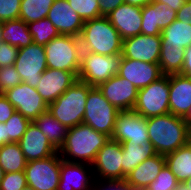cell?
<instances>
[{"label":"cell","instance_id":"obj_24","mask_svg":"<svg viewBox=\"0 0 191 190\" xmlns=\"http://www.w3.org/2000/svg\"><path fill=\"white\" fill-rule=\"evenodd\" d=\"M164 165L165 156L156 154L136 166L126 176V181L136 190H146L158 176Z\"/></svg>","mask_w":191,"mask_h":190},{"label":"cell","instance_id":"obj_32","mask_svg":"<svg viewBox=\"0 0 191 190\" xmlns=\"http://www.w3.org/2000/svg\"><path fill=\"white\" fill-rule=\"evenodd\" d=\"M54 1L55 0H21L19 19L28 24L46 18Z\"/></svg>","mask_w":191,"mask_h":190},{"label":"cell","instance_id":"obj_33","mask_svg":"<svg viewBox=\"0 0 191 190\" xmlns=\"http://www.w3.org/2000/svg\"><path fill=\"white\" fill-rule=\"evenodd\" d=\"M28 28L32 35L33 43L43 46L60 35L55 26L47 18L28 23Z\"/></svg>","mask_w":191,"mask_h":190},{"label":"cell","instance_id":"obj_37","mask_svg":"<svg viewBox=\"0 0 191 190\" xmlns=\"http://www.w3.org/2000/svg\"><path fill=\"white\" fill-rule=\"evenodd\" d=\"M22 83L19 73L14 65L0 67V93Z\"/></svg>","mask_w":191,"mask_h":190},{"label":"cell","instance_id":"obj_12","mask_svg":"<svg viewBox=\"0 0 191 190\" xmlns=\"http://www.w3.org/2000/svg\"><path fill=\"white\" fill-rule=\"evenodd\" d=\"M3 95L14 106L16 111L31 122L48 109V104L37 92L36 88L23 82L5 91Z\"/></svg>","mask_w":191,"mask_h":190},{"label":"cell","instance_id":"obj_4","mask_svg":"<svg viewBox=\"0 0 191 190\" xmlns=\"http://www.w3.org/2000/svg\"><path fill=\"white\" fill-rule=\"evenodd\" d=\"M92 88L77 80L54 102L48 104V111L67 128L83 123L87 95Z\"/></svg>","mask_w":191,"mask_h":190},{"label":"cell","instance_id":"obj_23","mask_svg":"<svg viewBox=\"0 0 191 190\" xmlns=\"http://www.w3.org/2000/svg\"><path fill=\"white\" fill-rule=\"evenodd\" d=\"M170 113L185 118L191 106V78L182 74L169 75Z\"/></svg>","mask_w":191,"mask_h":190},{"label":"cell","instance_id":"obj_19","mask_svg":"<svg viewBox=\"0 0 191 190\" xmlns=\"http://www.w3.org/2000/svg\"><path fill=\"white\" fill-rule=\"evenodd\" d=\"M60 35L79 37L83 19L71 8L67 0H55L46 17Z\"/></svg>","mask_w":191,"mask_h":190},{"label":"cell","instance_id":"obj_25","mask_svg":"<svg viewBox=\"0 0 191 190\" xmlns=\"http://www.w3.org/2000/svg\"><path fill=\"white\" fill-rule=\"evenodd\" d=\"M123 158V179L140 163L156 155V151L150 142H142L141 145L121 143Z\"/></svg>","mask_w":191,"mask_h":190},{"label":"cell","instance_id":"obj_15","mask_svg":"<svg viewBox=\"0 0 191 190\" xmlns=\"http://www.w3.org/2000/svg\"><path fill=\"white\" fill-rule=\"evenodd\" d=\"M98 89L109 103L119 111L132 110L136 103L138 90L130 81L118 74L101 83Z\"/></svg>","mask_w":191,"mask_h":190},{"label":"cell","instance_id":"obj_11","mask_svg":"<svg viewBox=\"0 0 191 190\" xmlns=\"http://www.w3.org/2000/svg\"><path fill=\"white\" fill-rule=\"evenodd\" d=\"M122 157L121 143L110 138L98 151L91 164L95 179L122 180Z\"/></svg>","mask_w":191,"mask_h":190},{"label":"cell","instance_id":"obj_22","mask_svg":"<svg viewBox=\"0 0 191 190\" xmlns=\"http://www.w3.org/2000/svg\"><path fill=\"white\" fill-rule=\"evenodd\" d=\"M107 18L122 39L141 34V7L123 3L112 11Z\"/></svg>","mask_w":191,"mask_h":190},{"label":"cell","instance_id":"obj_43","mask_svg":"<svg viewBox=\"0 0 191 190\" xmlns=\"http://www.w3.org/2000/svg\"><path fill=\"white\" fill-rule=\"evenodd\" d=\"M123 3L124 0H99L100 15L108 16Z\"/></svg>","mask_w":191,"mask_h":190},{"label":"cell","instance_id":"obj_34","mask_svg":"<svg viewBox=\"0 0 191 190\" xmlns=\"http://www.w3.org/2000/svg\"><path fill=\"white\" fill-rule=\"evenodd\" d=\"M30 123L29 119L15 111L5 123L7 126V143H18Z\"/></svg>","mask_w":191,"mask_h":190},{"label":"cell","instance_id":"obj_10","mask_svg":"<svg viewBox=\"0 0 191 190\" xmlns=\"http://www.w3.org/2000/svg\"><path fill=\"white\" fill-rule=\"evenodd\" d=\"M46 59L43 45L32 43L19 49L14 66L22 82L36 88L47 69Z\"/></svg>","mask_w":191,"mask_h":190},{"label":"cell","instance_id":"obj_17","mask_svg":"<svg viewBox=\"0 0 191 190\" xmlns=\"http://www.w3.org/2000/svg\"><path fill=\"white\" fill-rule=\"evenodd\" d=\"M118 75L130 81L137 90L145 88L163 76L158 63L122 58Z\"/></svg>","mask_w":191,"mask_h":190},{"label":"cell","instance_id":"obj_54","mask_svg":"<svg viewBox=\"0 0 191 190\" xmlns=\"http://www.w3.org/2000/svg\"><path fill=\"white\" fill-rule=\"evenodd\" d=\"M3 42L2 34H1V23H0V43Z\"/></svg>","mask_w":191,"mask_h":190},{"label":"cell","instance_id":"obj_31","mask_svg":"<svg viewBox=\"0 0 191 190\" xmlns=\"http://www.w3.org/2000/svg\"><path fill=\"white\" fill-rule=\"evenodd\" d=\"M185 50L173 46L161 47L159 65L163 75L180 74L184 64Z\"/></svg>","mask_w":191,"mask_h":190},{"label":"cell","instance_id":"obj_42","mask_svg":"<svg viewBox=\"0 0 191 190\" xmlns=\"http://www.w3.org/2000/svg\"><path fill=\"white\" fill-rule=\"evenodd\" d=\"M15 111L14 106L0 93V123H6Z\"/></svg>","mask_w":191,"mask_h":190},{"label":"cell","instance_id":"obj_40","mask_svg":"<svg viewBox=\"0 0 191 190\" xmlns=\"http://www.w3.org/2000/svg\"><path fill=\"white\" fill-rule=\"evenodd\" d=\"M91 190H136L126 179L122 180H94Z\"/></svg>","mask_w":191,"mask_h":190},{"label":"cell","instance_id":"obj_20","mask_svg":"<svg viewBox=\"0 0 191 190\" xmlns=\"http://www.w3.org/2000/svg\"><path fill=\"white\" fill-rule=\"evenodd\" d=\"M141 34L161 36L162 31L176 20L177 12L165 3L151 2L141 8Z\"/></svg>","mask_w":191,"mask_h":190},{"label":"cell","instance_id":"obj_52","mask_svg":"<svg viewBox=\"0 0 191 190\" xmlns=\"http://www.w3.org/2000/svg\"><path fill=\"white\" fill-rule=\"evenodd\" d=\"M3 176H4V171L3 169L0 167V183L3 180Z\"/></svg>","mask_w":191,"mask_h":190},{"label":"cell","instance_id":"obj_3","mask_svg":"<svg viewBox=\"0 0 191 190\" xmlns=\"http://www.w3.org/2000/svg\"><path fill=\"white\" fill-rule=\"evenodd\" d=\"M79 39L82 51L106 56L122 54L123 39L107 16L85 21Z\"/></svg>","mask_w":191,"mask_h":190},{"label":"cell","instance_id":"obj_28","mask_svg":"<svg viewBox=\"0 0 191 190\" xmlns=\"http://www.w3.org/2000/svg\"><path fill=\"white\" fill-rule=\"evenodd\" d=\"M165 164L176 176L178 182H184L191 177V143L181 146L165 156Z\"/></svg>","mask_w":191,"mask_h":190},{"label":"cell","instance_id":"obj_16","mask_svg":"<svg viewBox=\"0 0 191 190\" xmlns=\"http://www.w3.org/2000/svg\"><path fill=\"white\" fill-rule=\"evenodd\" d=\"M91 167L90 164L68 162L61 158L57 190H91L95 180Z\"/></svg>","mask_w":191,"mask_h":190},{"label":"cell","instance_id":"obj_13","mask_svg":"<svg viewBox=\"0 0 191 190\" xmlns=\"http://www.w3.org/2000/svg\"><path fill=\"white\" fill-rule=\"evenodd\" d=\"M111 139L119 143L138 145L142 142H149L146 118L133 110L120 111Z\"/></svg>","mask_w":191,"mask_h":190},{"label":"cell","instance_id":"obj_30","mask_svg":"<svg viewBox=\"0 0 191 190\" xmlns=\"http://www.w3.org/2000/svg\"><path fill=\"white\" fill-rule=\"evenodd\" d=\"M27 161L18 143H6L0 148V167L4 173L24 171Z\"/></svg>","mask_w":191,"mask_h":190},{"label":"cell","instance_id":"obj_18","mask_svg":"<svg viewBox=\"0 0 191 190\" xmlns=\"http://www.w3.org/2000/svg\"><path fill=\"white\" fill-rule=\"evenodd\" d=\"M78 78L70 71L47 68L41 74V81L36 90L47 104L54 102Z\"/></svg>","mask_w":191,"mask_h":190},{"label":"cell","instance_id":"obj_6","mask_svg":"<svg viewBox=\"0 0 191 190\" xmlns=\"http://www.w3.org/2000/svg\"><path fill=\"white\" fill-rule=\"evenodd\" d=\"M122 58V54L106 56L82 51L77 78L92 87H98L101 83L118 74Z\"/></svg>","mask_w":191,"mask_h":190},{"label":"cell","instance_id":"obj_36","mask_svg":"<svg viewBox=\"0 0 191 190\" xmlns=\"http://www.w3.org/2000/svg\"><path fill=\"white\" fill-rule=\"evenodd\" d=\"M178 184L176 176L170 171L165 164L155 180L147 187L146 190H174Z\"/></svg>","mask_w":191,"mask_h":190},{"label":"cell","instance_id":"obj_53","mask_svg":"<svg viewBox=\"0 0 191 190\" xmlns=\"http://www.w3.org/2000/svg\"><path fill=\"white\" fill-rule=\"evenodd\" d=\"M21 190H34L32 187H30V186H26L25 188H23V189H21Z\"/></svg>","mask_w":191,"mask_h":190},{"label":"cell","instance_id":"obj_45","mask_svg":"<svg viewBox=\"0 0 191 190\" xmlns=\"http://www.w3.org/2000/svg\"><path fill=\"white\" fill-rule=\"evenodd\" d=\"M180 74L191 78V45L185 49L184 64Z\"/></svg>","mask_w":191,"mask_h":190},{"label":"cell","instance_id":"obj_29","mask_svg":"<svg viewBox=\"0 0 191 190\" xmlns=\"http://www.w3.org/2000/svg\"><path fill=\"white\" fill-rule=\"evenodd\" d=\"M191 45V25L179 20L173 21L161 33V47L173 46L186 49Z\"/></svg>","mask_w":191,"mask_h":190},{"label":"cell","instance_id":"obj_49","mask_svg":"<svg viewBox=\"0 0 191 190\" xmlns=\"http://www.w3.org/2000/svg\"><path fill=\"white\" fill-rule=\"evenodd\" d=\"M174 190H191V181L178 182Z\"/></svg>","mask_w":191,"mask_h":190},{"label":"cell","instance_id":"obj_1","mask_svg":"<svg viewBox=\"0 0 191 190\" xmlns=\"http://www.w3.org/2000/svg\"><path fill=\"white\" fill-rule=\"evenodd\" d=\"M149 142L157 154L166 156L188 141V123L171 113L146 119Z\"/></svg>","mask_w":191,"mask_h":190},{"label":"cell","instance_id":"obj_14","mask_svg":"<svg viewBox=\"0 0 191 190\" xmlns=\"http://www.w3.org/2000/svg\"><path fill=\"white\" fill-rule=\"evenodd\" d=\"M161 36L138 34L123 39L122 56L147 63H159Z\"/></svg>","mask_w":191,"mask_h":190},{"label":"cell","instance_id":"obj_44","mask_svg":"<svg viewBox=\"0 0 191 190\" xmlns=\"http://www.w3.org/2000/svg\"><path fill=\"white\" fill-rule=\"evenodd\" d=\"M176 19L191 25V0H187L186 3L177 11Z\"/></svg>","mask_w":191,"mask_h":190},{"label":"cell","instance_id":"obj_50","mask_svg":"<svg viewBox=\"0 0 191 190\" xmlns=\"http://www.w3.org/2000/svg\"><path fill=\"white\" fill-rule=\"evenodd\" d=\"M188 123V140H191V120Z\"/></svg>","mask_w":191,"mask_h":190},{"label":"cell","instance_id":"obj_38","mask_svg":"<svg viewBox=\"0 0 191 190\" xmlns=\"http://www.w3.org/2000/svg\"><path fill=\"white\" fill-rule=\"evenodd\" d=\"M27 186V180L24 171L14 173H4L3 180L0 183V190H21Z\"/></svg>","mask_w":191,"mask_h":190},{"label":"cell","instance_id":"obj_41","mask_svg":"<svg viewBox=\"0 0 191 190\" xmlns=\"http://www.w3.org/2000/svg\"><path fill=\"white\" fill-rule=\"evenodd\" d=\"M19 49L9 43H0V67L14 65Z\"/></svg>","mask_w":191,"mask_h":190},{"label":"cell","instance_id":"obj_48","mask_svg":"<svg viewBox=\"0 0 191 190\" xmlns=\"http://www.w3.org/2000/svg\"><path fill=\"white\" fill-rule=\"evenodd\" d=\"M151 2H153V0H124V3L126 4L138 6L141 8L150 4Z\"/></svg>","mask_w":191,"mask_h":190},{"label":"cell","instance_id":"obj_51","mask_svg":"<svg viewBox=\"0 0 191 190\" xmlns=\"http://www.w3.org/2000/svg\"><path fill=\"white\" fill-rule=\"evenodd\" d=\"M187 122L191 120V106L188 109V115L184 118Z\"/></svg>","mask_w":191,"mask_h":190},{"label":"cell","instance_id":"obj_7","mask_svg":"<svg viewBox=\"0 0 191 190\" xmlns=\"http://www.w3.org/2000/svg\"><path fill=\"white\" fill-rule=\"evenodd\" d=\"M119 112L98 87H93L87 95L83 123L111 138Z\"/></svg>","mask_w":191,"mask_h":190},{"label":"cell","instance_id":"obj_46","mask_svg":"<svg viewBox=\"0 0 191 190\" xmlns=\"http://www.w3.org/2000/svg\"><path fill=\"white\" fill-rule=\"evenodd\" d=\"M186 1L187 0H153V2L165 3L175 12H177L186 3Z\"/></svg>","mask_w":191,"mask_h":190},{"label":"cell","instance_id":"obj_39","mask_svg":"<svg viewBox=\"0 0 191 190\" xmlns=\"http://www.w3.org/2000/svg\"><path fill=\"white\" fill-rule=\"evenodd\" d=\"M21 0H0V23L19 19Z\"/></svg>","mask_w":191,"mask_h":190},{"label":"cell","instance_id":"obj_9","mask_svg":"<svg viewBox=\"0 0 191 190\" xmlns=\"http://www.w3.org/2000/svg\"><path fill=\"white\" fill-rule=\"evenodd\" d=\"M60 166L61 156L58 152L45 159L27 162L24 170L27 185L34 190H57Z\"/></svg>","mask_w":191,"mask_h":190},{"label":"cell","instance_id":"obj_21","mask_svg":"<svg viewBox=\"0 0 191 190\" xmlns=\"http://www.w3.org/2000/svg\"><path fill=\"white\" fill-rule=\"evenodd\" d=\"M27 162L48 158L58 152L32 121L18 142Z\"/></svg>","mask_w":191,"mask_h":190},{"label":"cell","instance_id":"obj_27","mask_svg":"<svg viewBox=\"0 0 191 190\" xmlns=\"http://www.w3.org/2000/svg\"><path fill=\"white\" fill-rule=\"evenodd\" d=\"M3 42L21 49L33 43L28 24L21 19L9 20L1 23Z\"/></svg>","mask_w":191,"mask_h":190},{"label":"cell","instance_id":"obj_47","mask_svg":"<svg viewBox=\"0 0 191 190\" xmlns=\"http://www.w3.org/2000/svg\"><path fill=\"white\" fill-rule=\"evenodd\" d=\"M7 143V126L5 123H0V148Z\"/></svg>","mask_w":191,"mask_h":190},{"label":"cell","instance_id":"obj_2","mask_svg":"<svg viewBox=\"0 0 191 190\" xmlns=\"http://www.w3.org/2000/svg\"><path fill=\"white\" fill-rule=\"evenodd\" d=\"M110 139L85 123L68 128L64 144L58 150L61 158L68 162L92 164L98 151Z\"/></svg>","mask_w":191,"mask_h":190},{"label":"cell","instance_id":"obj_26","mask_svg":"<svg viewBox=\"0 0 191 190\" xmlns=\"http://www.w3.org/2000/svg\"><path fill=\"white\" fill-rule=\"evenodd\" d=\"M34 124L47 137L50 143L59 150L64 144L68 128L61 124L48 109L34 121Z\"/></svg>","mask_w":191,"mask_h":190},{"label":"cell","instance_id":"obj_5","mask_svg":"<svg viewBox=\"0 0 191 190\" xmlns=\"http://www.w3.org/2000/svg\"><path fill=\"white\" fill-rule=\"evenodd\" d=\"M47 68L72 72L78 76L82 47L79 37L59 35L44 46Z\"/></svg>","mask_w":191,"mask_h":190},{"label":"cell","instance_id":"obj_8","mask_svg":"<svg viewBox=\"0 0 191 190\" xmlns=\"http://www.w3.org/2000/svg\"><path fill=\"white\" fill-rule=\"evenodd\" d=\"M169 75H163L145 88L139 89L133 111L144 118L170 113Z\"/></svg>","mask_w":191,"mask_h":190},{"label":"cell","instance_id":"obj_35","mask_svg":"<svg viewBox=\"0 0 191 190\" xmlns=\"http://www.w3.org/2000/svg\"><path fill=\"white\" fill-rule=\"evenodd\" d=\"M71 8L83 19L92 20L101 17L99 0H67Z\"/></svg>","mask_w":191,"mask_h":190}]
</instances>
